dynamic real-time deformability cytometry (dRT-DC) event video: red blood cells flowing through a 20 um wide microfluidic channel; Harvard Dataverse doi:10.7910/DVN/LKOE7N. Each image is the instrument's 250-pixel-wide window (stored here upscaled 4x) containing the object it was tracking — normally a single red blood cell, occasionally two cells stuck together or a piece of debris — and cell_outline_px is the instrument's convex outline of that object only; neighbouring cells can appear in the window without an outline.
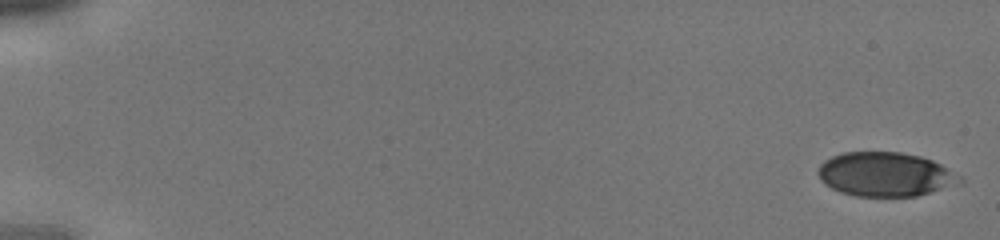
{"species": "human", "species_latin": "Homo sapiens", "temperature_condition": "cold", "stored_images_in_passage": 42, "camera_frame_rate_fps": 3000, "um_per_image_px": 0.085, "donor": {"sex": "male"}, "frame": {"image": 1, "passage_image": 1, "time_ms": 0.0, "image_size_px": [1000, 240], "cell_outline_px": [[964, 184], [916, 196], [856, 196], [840, 192], [824, 184], [820, 180], [816, 172], [820, 164], [824, 160], [832, 156], [844, 152], [900, 152], [920, 156], [932, 160], [940, 164], [960, 176], [964, 180]], "centroid_in_image_um": [75.26, 14.83], "position_along_channel_um": 9.7, "area_um2": 36.82}}
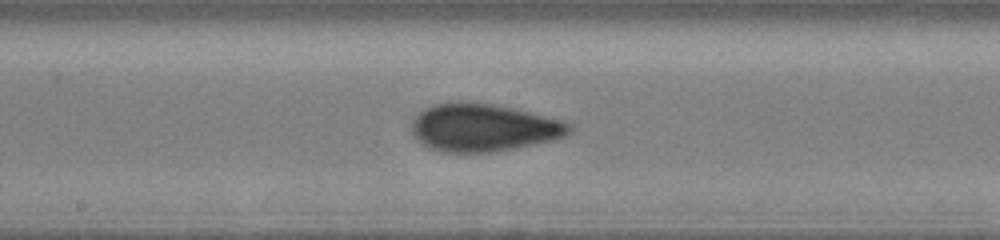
{"frame": {"image": 2, "passage_image": 24, "time_ms": 7.667, "image_size_px": [1000, 240], "cell_outline_px": [[576, 128], [568, 136], [556, 140], [516, 148], [492, 152], [444, 152], [428, 148], [416, 140], [412, 132], [412, 120], [424, 108], [432, 104], [448, 100], [452, 100], [492, 104], [512, 108], [560, 120], [572, 124]], "centroid_in_image_um": [41.09, 10.84], "position_along_channel_um": 207.1, "area_um2": 44.45}}
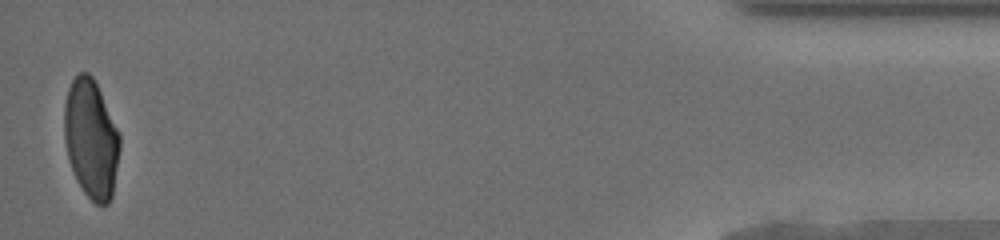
{"frame": {"image": 3, "passage_image": 42, "time_ms": 13.667, "image_size_px": [1000, 240], "cell_outline_px": [[120, 148], [112, 196], [108, 204], [96, 204], [84, 192], [76, 180], [68, 160], [64, 140], [64, 104], [68, 88], [72, 80], [80, 72], [88, 72], [92, 76], [100, 92], [120, 136]], "centroid_in_image_um": [7.72, 11.81], "position_along_channel_um": 427.5, "area_um2": 38.26}}